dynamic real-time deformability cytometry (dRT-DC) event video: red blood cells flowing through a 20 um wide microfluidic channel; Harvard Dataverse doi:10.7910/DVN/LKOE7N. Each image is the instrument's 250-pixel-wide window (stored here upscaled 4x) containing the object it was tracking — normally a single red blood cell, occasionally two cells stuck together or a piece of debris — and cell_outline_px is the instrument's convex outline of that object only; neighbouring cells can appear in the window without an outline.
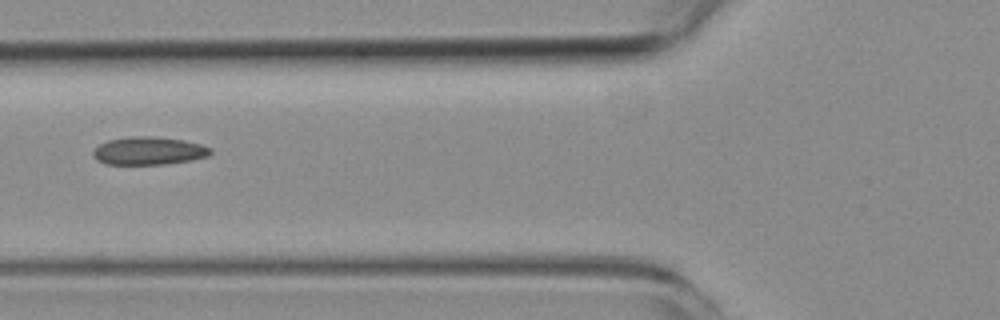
{"species": "common noctule bat (a hibernating species)", "species_latin": "Nyctalus noctula", "temperature_condition": "room temperature", "stored_images_in_passage": 3, "camera_frame_rate_fps": 3000, "um_per_image_px": 0.085, "animal": {"sex": "female", "body_mass_g": 19.3, "forearm_length_mm": 54.1}, "frame": {"image": 1, "passage_image": 2, "time_ms": 1.333, "image_size_px": [1000, 320], "cell_outline_px": [[212, 152], [208, 156], [192, 160], [164, 164], [104, 164], [96, 160], [92, 156], [92, 152], [100, 144], [108, 140], [128, 136], [152, 136], [184, 140], [200, 144], [212, 148]], "centroid_in_image_um": [12.63, 12.82], "position_along_channel_um": 113.2, "area_um2": 19.25}}
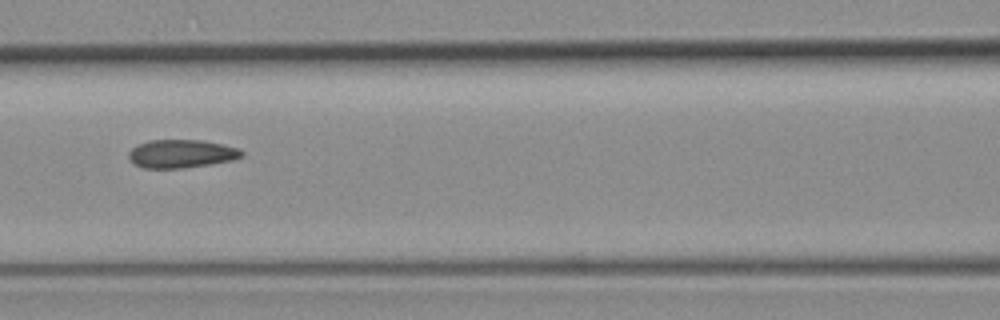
{"frame": {"image": 2, "passage_image": 3, "time_ms": 2.333, "image_size_px": [1000, 320], "cell_outline_px": [[244, 156], [232, 160], [208, 164], [180, 168], [144, 168], [136, 164], [128, 156], [128, 152], [132, 148], [148, 140], [200, 140], [240, 148], [244, 152]], "centroid_in_image_um": [15.44, 13.06], "position_along_channel_um": 151.2, "area_um2": 18.38}}